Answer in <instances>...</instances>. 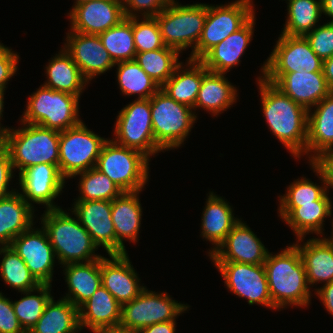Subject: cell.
<instances>
[{
    "label": "cell",
    "mask_w": 333,
    "mask_h": 333,
    "mask_svg": "<svg viewBox=\"0 0 333 333\" xmlns=\"http://www.w3.org/2000/svg\"><path fill=\"white\" fill-rule=\"evenodd\" d=\"M255 19L254 15L242 28L210 49L199 61L214 73L227 74L230 69L238 66L241 56L253 38Z\"/></svg>",
    "instance_id": "obj_23"
},
{
    "label": "cell",
    "mask_w": 333,
    "mask_h": 333,
    "mask_svg": "<svg viewBox=\"0 0 333 333\" xmlns=\"http://www.w3.org/2000/svg\"><path fill=\"white\" fill-rule=\"evenodd\" d=\"M20 122L64 131L79 125V97L41 85L27 99Z\"/></svg>",
    "instance_id": "obj_5"
},
{
    "label": "cell",
    "mask_w": 333,
    "mask_h": 333,
    "mask_svg": "<svg viewBox=\"0 0 333 333\" xmlns=\"http://www.w3.org/2000/svg\"><path fill=\"white\" fill-rule=\"evenodd\" d=\"M52 297L47 303L42 316L28 333H78L79 309L69 300Z\"/></svg>",
    "instance_id": "obj_35"
},
{
    "label": "cell",
    "mask_w": 333,
    "mask_h": 333,
    "mask_svg": "<svg viewBox=\"0 0 333 333\" xmlns=\"http://www.w3.org/2000/svg\"><path fill=\"white\" fill-rule=\"evenodd\" d=\"M8 129L5 133V147L8 149L14 171L20 174L26 168L38 164L59 167L60 131L35 124Z\"/></svg>",
    "instance_id": "obj_4"
},
{
    "label": "cell",
    "mask_w": 333,
    "mask_h": 333,
    "mask_svg": "<svg viewBox=\"0 0 333 333\" xmlns=\"http://www.w3.org/2000/svg\"><path fill=\"white\" fill-rule=\"evenodd\" d=\"M50 59L45 67L48 80L43 85L80 98L85 86L90 82L83 76L71 55L62 47L60 52Z\"/></svg>",
    "instance_id": "obj_34"
},
{
    "label": "cell",
    "mask_w": 333,
    "mask_h": 333,
    "mask_svg": "<svg viewBox=\"0 0 333 333\" xmlns=\"http://www.w3.org/2000/svg\"><path fill=\"white\" fill-rule=\"evenodd\" d=\"M67 16L71 31L88 35H99L126 18L122 0L85 1L74 6Z\"/></svg>",
    "instance_id": "obj_19"
},
{
    "label": "cell",
    "mask_w": 333,
    "mask_h": 333,
    "mask_svg": "<svg viewBox=\"0 0 333 333\" xmlns=\"http://www.w3.org/2000/svg\"><path fill=\"white\" fill-rule=\"evenodd\" d=\"M13 166L8 149L4 146L0 149V198L6 197L15 192L16 189L10 191L9 182L13 176Z\"/></svg>",
    "instance_id": "obj_49"
},
{
    "label": "cell",
    "mask_w": 333,
    "mask_h": 333,
    "mask_svg": "<svg viewBox=\"0 0 333 333\" xmlns=\"http://www.w3.org/2000/svg\"><path fill=\"white\" fill-rule=\"evenodd\" d=\"M149 161L141 152L108 139L102 146L95 168L122 192L139 191L149 180Z\"/></svg>",
    "instance_id": "obj_7"
},
{
    "label": "cell",
    "mask_w": 333,
    "mask_h": 333,
    "mask_svg": "<svg viewBox=\"0 0 333 333\" xmlns=\"http://www.w3.org/2000/svg\"><path fill=\"white\" fill-rule=\"evenodd\" d=\"M64 49L71 55L83 76L91 81L115 67L99 35H88L69 30Z\"/></svg>",
    "instance_id": "obj_21"
},
{
    "label": "cell",
    "mask_w": 333,
    "mask_h": 333,
    "mask_svg": "<svg viewBox=\"0 0 333 333\" xmlns=\"http://www.w3.org/2000/svg\"><path fill=\"white\" fill-rule=\"evenodd\" d=\"M34 228L14 238L10 246L40 284L51 285L56 255L43 227Z\"/></svg>",
    "instance_id": "obj_15"
},
{
    "label": "cell",
    "mask_w": 333,
    "mask_h": 333,
    "mask_svg": "<svg viewBox=\"0 0 333 333\" xmlns=\"http://www.w3.org/2000/svg\"><path fill=\"white\" fill-rule=\"evenodd\" d=\"M99 38L114 63L132 61L136 56L133 35V17L99 34Z\"/></svg>",
    "instance_id": "obj_38"
},
{
    "label": "cell",
    "mask_w": 333,
    "mask_h": 333,
    "mask_svg": "<svg viewBox=\"0 0 333 333\" xmlns=\"http://www.w3.org/2000/svg\"><path fill=\"white\" fill-rule=\"evenodd\" d=\"M122 305L101 284L93 295L79 308L81 330L91 331L102 327L120 325Z\"/></svg>",
    "instance_id": "obj_29"
},
{
    "label": "cell",
    "mask_w": 333,
    "mask_h": 333,
    "mask_svg": "<svg viewBox=\"0 0 333 333\" xmlns=\"http://www.w3.org/2000/svg\"><path fill=\"white\" fill-rule=\"evenodd\" d=\"M5 92V90H1L0 89V121H1V118L3 117V109H4V93ZM0 127L6 132L8 129H9V127L7 128H5V126H3L2 127V124H1V122H0Z\"/></svg>",
    "instance_id": "obj_56"
},
{
    "label": "cell",
    "mask_w": 333,
    "mask_h": 333,
    "mask_svg": "<svg viewBox=\"0 0 333 333\" xmlns=\"http://www.w3.org/2000/svg\"><path fill=\"white\" fill-rule=\"evenodd\" d=\"M321 6L322 14L330 17L329 22H333V0H321Z\"/></svg>",
    "instance_id": "obj_55"
},
{
    "label": "cell",
    "mask_w": 333,
    "mask_h": 333,
    "mask_svg": "<svg viewBox=\"0 0 333 333\" xmlns=\"http://www.w3.org/2000/svg\"><path fill=\"white\" fill-rule=\"evenodd\" d=\"M122 192L112 201L111 218L114 225L116 241L125 249L124 240L138 242L142 220V206L139 193ZM124 239V240H123Z\"/></svg>",
    "instance_id": "obj_28"
},
{
    "label": "cell",
    "mask_w": 333,
    "mask_h": 333,
    "mask_svg": "<svg viewBox=\"0 0 333 333\" xmlns=\"http://www.w3.org/2000/svg\"><path fill=\"white\" fill-rule=\"evenodd\" d=\"M263 73L323 72V60L312 50L305 36L280 34L268 59L261 67Z\"/></svg>",
    "instance_id": "obj_14"
},
{
    "label": "cell",
    "mask_w": 333,
    "mask_h": 333,
    "mask_svg": "<svg viewBox=\"0 0 333 333\" xmlns=\"http://www.w3.org/2000/svg\"><path fill=\"white\" fill-rule=\"evenodd\" d=\"M0 275L4 282L18 292L30 291L40 283L30 273L23 259L10 245L0 246Z\"/></svg>",
    "instance_id": "obj_40"
},
{
    "label": "cell",
    "mask_w": 333,
    "mask_h": 333,
    "mask_svg": "<svg viewBox=\"0 0 333 333\" xmlns=\"http://www.w3.org/2000/svg\"><path fill=\"white\" fill-rule=\"evenodd\" d=\"M225 74L208 71L202 78L198 91L194 114L197 108L210 111L212 116H218L236 103L237 88L227 80ZM223 111V112H222Z\"/></svg>",
    "instance_id": "obj_33"
},
{
    "label": "cell",
    "mask_w": 333,
    "mask_h": 333,
    "mask_svg": "<svg viewBox=\"0 0 333 333\" xmlns=\"http://www.w3.org/2000/svg\"><path fill=\"white\" fill-rule=\"evenodd\" d=\"M112 140L124 147L141 152L148 159L164 150L155 142L149 99H135L116 116Z\"/></svg>",
    "instance_id": "obj_10"
},
{
    "label": "cell",
    "mask_w": 333,
    "mask_h": 333,
    "mask_svg": "<svg viewBox=\"0 0 333 333\" xmlns=\"http://www.w3.org/2000/svg\"><path fill=\"white\" fill-rule=\"evenodd\" d=\"M314 107L308 111L306 156L311 154L309 163L321 154L333 152V91Z\"/></svg>",
    "instance_id": "obj_24"
},
{
    "label": "cell",
    "mask_w": 333,
    "mask_h": 333,
    "mask_svg": "<svg viewBox=\"0 0 333 333\" xmlns=\"http://www.w3.org/2000/svg\"><path fill=\"white\" fill-rule=\"evenodd\" d=\"M179 52L165 46L161 49L136 53L135 61L160 87L173 75L182 63Z\"/></svg>",
    "instance_id": "obj_39"
},
{
    "label": "cell",
    "mask_w": 333,
    "mask_h": 333,
    "mask_svg": "<svg viewBox=\"0 0 333 333\" xmlns=\"http://www.w3.org/2000/svg\"><path fill=\"white\" fill-rule=\"evenodd\" d=\"M116 65L117 83L125 96L138 95L137 99H149L160 89L135 60L118 62Z\"/></svg>",
    "instance_id": "obj_37"
},
{
    "label": "cell",
    "mask_w": 333,
    "mask_h": 333,
    "mask_svg": "<svg viewBox=\"0 0 333 333\" xmlns=\"http://www.w3.org/2000/svg\"><path fill=\"white\" fill-rule=\"evenodd\" d=\"M190 306L178 303L166 292H155L145 288L136 298L122 305L120 325L133 332L175 319Z\"/></svg>",
    "instance_id": "obj_12"
},
{
    "label": "cell",
    "mask_w": 333,
    "mask_h": 333,
    "mask_svg": "<svg viewBox=\"0 0 333 333\" xmlns=\"http://www.w3.org/2000/svg\"><path fill=\"white\" fill-rule=\"evenodd\" d=\"M150 107L155 142L165 151L183 145L198 119L193 109L176 102L161 89L150 98Z\"/></svg>",
    "instance_id": "obj_8"
},
{
    "label": "cell",
    "mask_w": 333,
    "mask_h": 333,
    "mask_svg": "<svg viewBox=\"0 0 333 333\" xmlns=\"http://www.w3.org/2000/svg\"><path fill=\"white\" fill-rule=\"evenodd\" d=\"M221 273L230 292L248 300L249 305H261L274 310L263 264L253 265L229 261H212Z\"/></svg>",
    "instance_id": "obj_13"
},
{
    "label": "cell",
    "mask_w": 333,
    "mask_h": 333,
    "mask_svg": "<svg viewBox=\"0 0 333 333\" xmlns=\"http://www.w3.org/2000/svg\"><path fill=\"white\" fill-rule=\"evenodd\" d=\"M331 200H315V204H300V207H279L282 221L291 228L298 238L306 237L309 233L323 236L324 219L332 215Z\"/></svg>",
    "instance_id": "obj_25"
},
{
    "label": "cell",
    "mask_w": 333,
    "mask_h": 333,
    "mask_svg": "<svg viewBox=\"0 0 333 333\" xmlns=\"http://www.w3.org/2000/svg\"><path fill=\"white\" fill-rule=\"evenodd\" d=\"M175 321H166L140 329L137 333H175Z\"/></svg>",
    "instance_id": "obj_52"
},
{
    "label": "cell",
    "mask_w": 333,
    "mask_h": 333,
    "mask_svg": "<svg viewBox=\"0 0 333 333\" xmlns=\"http://www.w3.org/2000/svg\"><path fill=\"white\" fill-rule=\"evenodd\" d=\"M268 249L260 238L239 220L228 233L225 240L209 257L211 261H229L246 264H264Z\"/></svg>",
    "instance_id": "obj_20"
},
{
    "label": "cell",
    "mask_w": 333,
    "mask_h": 333,
    "mask_svg": "<svg viewBox=\"0 0 333 333\" xmlns=\"http://www.w3.org/2000/svg\"><path fill=\"white\" fill-rule=\"evenodd\" d=\"M19 54L0 43V89L5 90L9 79L17 72Z\"/></svg>",
    "instance_id": "obj_48"
},
{
    "label": "cell",
    "mask_w": 333,
    "mask_h": 333,
    "mask_svg": "<svg viewBox=\"0 0 333 333\" xmlns=\"http://www.w3.org/2000/svg\"><path fill=\"white\" fill-rule=\"evenodd\" d=\"M52 284H40L37 288L21 292L20 300L12 301L13 309L22 328L28 333L38 322L51 296ZM34 293V294H33ZM37 293V295H35Z\"/></svg>",
    "instance_id": "obj_41"
},
{
    "label": "cell",
    "mask_w": 333,
    "mask_h": 333,
    "mask_svg": "<svg viewBox=\"0 0 333 333\" xmlns=\"http://www.w3.org/2000/svg\"><path fill=\"white\" fill-rule=\"evenodd\" d=\"M40 219L61 266L87 263L103 257L95 254L98 247L77 217L75 219L58 208L45 210Z\"/></svg>",
    "instance_id": "obj_3"
},
{
    "label": "cell",
    "mask_w": 333,
    "mask_h": 333,
    "mask_svg": "<svg viewBox=\"0 0 333 333\" xmlns=\"http://www.w3.org/2000/svg\"><path fill=\"white\" fill-rule=\"evenodd\" d=\"M107 140L88 129L83 121L73 128L60 131L58 168L61 175L67 180L95 167Z\"/></svg>",
    "instance_id": "obj_11"
},
{
    "label": "cell",
    "mask_w": 333,
    "mask_h": 333,
    "mask_svg": "<svg viewBox=\"0 0 333 333\" xmlns=\"http://www.w3.org/2000/svg\"><path fill=\"white\" fill-rule=\"evenodd\" d=\"M0 333H26L15 315L12 301L0 292Z\"/></svg>",
    "instance_id": "obj_47"
},
{
    "label": "cell",
    "mask_w": 333,
    "mask_h": 333,
    "mask_svg": "<svg viewBox=\"0 0 333 333\" xmlns=\"http://www.w3.org/2000/svg\"><path fill=\"white\" fill-rule=\"evenodd\" d=\"M85 1H90V0H75L74 5L72 6V8H73L74 6L80 4V3L85 2Z\"/></svg>",
    "instance_id": "obj_59"
},
{
    "label": "cell",
    "mask_w": 333,
    "mask_h": 333,
    "mask_svg": "<svg viewBox=\"0 0 333 333\" xmlns=\"http://www.w3.org/2000/svg\"><path fill=\"white\" fill-rule=\"evenodd\" d=\"M232 206L229 205L224 197H219L210 192L206 200L204 211L202 212L201 236L206 241L212 242L213 248L209 250L208 255L217 249L225 240L233 226L240 220L234 217Z\"/></svg>",
    "instance_id": "obj_26"
},
{
    "label": "cell",
    "mask_w": 333,
    "mask_h": 333,
    "mask_svg": "<svg viewBox=\"0 0 333 333\" xmlns=\"http://www.w3.org/2000/svg\"><path fill=\"white\" fill-rule=\"evenodd\" d=\"M109 256V259L101 258V284L123 305L136 298L146 287L140 284L128 253Z\"/></svg>",
    "instance_id": "obj_22"
},
{
    "label": "cell",
    "mask_w": 333,
    "mask_h": 333,
    "mask_svg": "<svg viewBox=\"0 0 333 333\" xmlns=\"http://www.w3.org/2000/svg\"><path fill=\"white\" fill-rule=\"evenodd\" d=\"M19 192L25 201L34 207L33 203L42 204L47 209L61 208L54 203L61 194L66 179L61 175L57 165L38 164L26 168L19 174Z\"/></svg>",
    "instance_id": "obj_18"
},
{
    "label": "cell",
    "mask_w": 333,
    "mask_h": 333,
    "mask_svg": "<svg viewBox=\"0 0 333 333\" xmlns=\"http://www.w3.org/2000/svg\"><path fill=\"white\" fill-rule=\"evenodd\" d=\"M333 220V219H332ZM331 236H330V238L328 237V238H326V237H324L326 240H327V242L332 246V248H333V221H332V232H331Z\"/></svg>",
    "instance_id": "obj_58"
},
{
    "label": "cell",
    "mask_w": 333,
    "mask_h": 333,
    "mask_svg": "<svg viewBox=\"0 0 333 333\" xmlns=\"http://www.w3.org/2000/svg\"><path fill=\"white\" fill-rule=\"evenodd\" d=\"M93 333H136L121 325L102 327L92 331Z\"/></svg>",
    "instance_id": "obj_54"
},
{
    "label": "cell",
    "mask_w": 333,
    "mask_h": 333,
    "mask_svg": "<svg viewBox=\"0 0 333 333\" xmlns=\"http://www.w3.org/2000/svg\"><path fill=\"white\" fill-rule=\"evenodd\" d=\"M63 267L68 293L62 298L79 309L101 285V258L87 263H68Z\"/></svg>",
    "instance_id": "obj_31"
},
{
    "label": "cell",
    "mask_w": 333,
    "mask_h": 333,
    "mask_svg": "<svg viewBox=\"0 0 333 333\" xmlns=\"http://www.w3.org/2000/svg\"><path fill=\"white\" fill-rule=\"evenodd\" d=\"M172 0H122L126 18L156 17ZM141 14L140 16L138 14Z\"/></svg>",
    "instance_id": "obj_46"
},
{
    "label": "cell",
    "mask_w": 333,
    "mask_h": 333,
    "mask_svg": "<svg viewBox=\"0 0 333 333\" xmlns=\"http://www.w3.org/2000/svg\"><path fill=\"white\" fill-rule=\"evenodd\" d=\"M185 64L182 62L160 89L176 102L194 109L202 78L209 70L199 60L188 59Z\"/></svg>",
    "instance_id": "obj_32"
},
{
    "label": "cell",
    "mask_w": 333,
    "mask_h": 333,
    "mask_svg": "<svg viewBox=\"0 0 333 333\" xmlns=\"http://www.w3.org/2000/svg\"><path fill=\"white\" fill-rule=\"evenodd\" d=\"M112 201H74L69 209L81 225L91 235L97 247L102 246L109 254H126L127 251L117 241L111 218Z\"/></svg>",
    "instance_id": "obj_16"
},
{
    "label": "cell",
    "mask_w": 333,
    "mask_h": 333,
    "mask_svg": "<svg viewBox=\"0 0 333 333\" xmlns=\"http://www.w3.org/2000/svg\"><path fill=\"white\" fill-rule=\"evenodd\" d=\"M207 17V4L195 3L182 5L172 0L155 18L160 27L165 45L179 53L195 50Z\"/></svg>",
    "instance_id": "obj_6"
},
{
    "label": "cell",
    "mask_w": 333,
    "mask_h": 333,
    "mask_svg": "<svg viewBox=\"0 0 333 333\" xmlns=\"http://www.w3.org/2000/svg\"><path fill=\"white\" fill-rule=\"evenodd\" d=\"M263 265L274 310L285 309L288 306H309L311 287L307 281L301 254L294 244L275 255L268 252Z\"/></svg>",
    "instance_id": "obj_2"
},
{
    "label": "cell",
    "mask_w": 333,
    "mask_h": 333,
    "mask_svg": "<svg viewBox=\"0 0 333 333\" xmlns=\"http://www.w3.org/2000/svg\"><path fill=\"white\" fill-rule=\"evenodd\" d=\"M256 80L269 129L295 159L306 155L308 111L262 75Z\"/></svg>",
    "instance_id": "obj_1"
},
{
    "label": "cell",
    "mask_w": 333,
    "mask_h": 333,
    "mask_svg": "<svg viewBox=\"0 0 333 333\" xmlns=\"http://www.w3.org/2000/svg\"><path fill=\"white\" fill-rule=\"evenodd\" d=\"M310 166L323 184H314L306 177L296 179L288 186L283 196H278V207H300V204H315V200H330L322 173L311 162Z\"/></svg>",
    "instance_id": "obj_42"
},
{
    "label": "cell",
    "mask_w": 333,
    "mask_h": 333,
    "mask_svg": "<svg viewBox=\"0 0 333 333\" xmlns=\"http://www.w3.org/2000/svg\"><path fill=\"white\" fill-rule=\"evenodd\" d=\"M5 131L0 127V149L5 146Z\"/></svg>",
    "instance_id": "obj_57"
},
{
    "label": "cell",
    "mask_w": 333,
    "mask_h": 333,
    "mask_svg": "<svg viewBox=\"0 0 333 333\" xmlns=\"http://www.w3.org/2000/svg\"><path fill=\"white\" fill-rule=\"evenodd\" d=\"M311 163L322 173L326 192L329 193L330 188L333 190V152L321 154L313 159Z\"/></svg>",
    "instance_id": "obj_50"
},
{
    "label": "cell",
    "mask_w": 333,
    "mask_h": 333,
    "mask_svg": "<svg viewBox=\"0 0 333 333\" xmlns=\"http://www.w3.org/2000/svg\"><path fill=\"white\" fill-rule=\"evenodd\" d=\"M305 37L319 58L325 60L333 56V22L317 25Z\"/></svg>",
    "instance_id": "obj_45"
},
{
    "label": "cell",
    "mask_w": 333,
    "mask_h": 333,
    "mask_svg": "<svg viewBox=\"0 0 333 333\" xmlns=\"http://www.w3.org/2000/svg\"><path fill=\"white\" fill-rule=\"evenodd\" d=\"M263 78L307 111L332 92L323 72L263 73Z\"/></svg>",
    "instance_id": "obj_17"
},
{
    "label": "cell",
    "mask_w": 333,
    "mask_h": 333,
    "mask_svg": "<svg viewBox=\"0 0 333 333\" xmlns=\"http://www.w3.org/2000/svg\"><path fill=\"white\" fill-rule=\"evenodd\" d=\"M315 293L327 310L328 314L333 316V281L324 284L320 288L318 287L315 289Z\"/></svg>",
    "instance_id": "obj_51"
},
{
    "label": "cell",
    "mask_w": 333,
    "mask_h": 333,
    "mask_svg": "<svg viewBox=\"0 0 333 333\" xmlns=\"http://www.w3.org/2000/svg\"><path fill=\"white\" fill-rule=\"evenodd\" d=\"M133 17V35L136 53L164 48L166 45L155 17Z\"/></svg>",
    "instance_id": "obj_44"
},
{
    "label": "cell",
    "mask_w": 333,
    "mask_h": 333,
    "mask_svg": "<svg viewBox=\"0 0 333 333\" xmlns=\"http://www.w3.org/2000/svg\"><path fill=\"white\" fill-rule=\"evenodd\" d=\"M305 237L298 238L294 245L298 248L305 266L309 286L316 283H330L333 281V248L324 237L311 238L307 242ZM300 244H299V243Z\"/></svg>",
    "instance_id": "obj_30"
},
{
    "label": "cell",
    "mask_w": 333,
    "mask_h": 333,
    "mask_svg": "<svg viewBox=\"0 0 333 333\" xmlns=\"http://www.w3.org/2000/svg\"><path fill=\"white\" fill-rule=\"evenodd\" d=\"M288 15L281 34L305 36L322 15L321 0H287Z\"/></svg>",
    "instance_id": "obj_36"
},
{
    "label": "cell",
    "mask_w": 333,
    "mask_h": 333,
    "mask_svg": "<svg viewBox=\"0 0 333 333\" xmlns=\"http://www.w3.org/2000/svg\"><path fill=\"white\" fill-rule=\"evenodd\" d=\"M18 191L0 198V246L10 245L14 238L34 225L35 209Z\"/></svg>",
    "instance_id": "obj_27"
},
{
    "label": "cell",
    "mask_w": 333,
    "mask_h": 333,
    "mask_svg": "<svg viewBox=\"0 0 333 333\" xmlns=\"http://www.w3.org/2000/svg\"><path fill=\"white\" fill-rule=\"evenodd\" d=\"M254 8L252 0H235L216 6L207 4V17L192 60H200L210 49L242 28L255 15Z\"/></svg>",
    "instance_id": "obj_9"
},
{
    "label": "cell",
    "mask_w": 333,
    "mask_h": 333,
    "mask_svg": "<svg viewBox=\"0 0 333 333\" xmlns=\"http://www.w3.org/2000/svg\"><path fill=\"white\" fill-rule=\"evenodd\" d=\"M80 176L78 184L80 196L76 201L109 200L113 201L122 191L104 173L95 167L74 175Z\"/></svg>",
    "instance_id": "obj_43"
},
{
    "label": "cell",
    "mask_w": 333,
    "mask_h": 333,
    "mask_svg": "<svg viewBox=\"0 0 333 333\" xmlns=\"http://www.w3.org/2000/svg\"><path fill=\"white\" fill-rule=\"evenodd\" d=\"M323 73L328 87L333 91V56L323 60Z\"/></svg>",
    "instance_id": "obj_53"
}]
</instances>
